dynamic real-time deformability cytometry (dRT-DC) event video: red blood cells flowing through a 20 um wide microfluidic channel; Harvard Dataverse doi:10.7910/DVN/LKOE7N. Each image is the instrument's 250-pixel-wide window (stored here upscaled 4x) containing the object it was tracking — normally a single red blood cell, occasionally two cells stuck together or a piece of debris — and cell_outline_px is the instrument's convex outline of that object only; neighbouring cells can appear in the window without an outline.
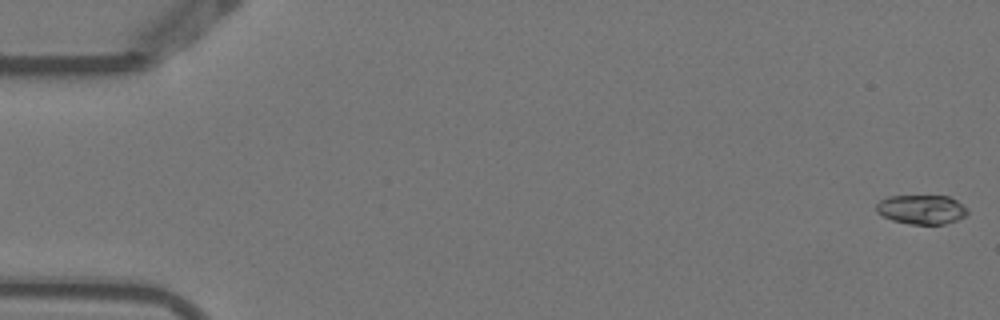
{"species": "Egyptian fruit bat (a non-hibernating species)", "species_latin": "Rousettus aegyptiacus", "temperature_condition": "warm", "stored_images_in_passage": 6, "camera_frame_rate_fps": 3000, "um_per_image_px": 0.085, "animal": {"sex": "female"}, "frame": {"image": 1, "passage_image": 1, "time_ms": 0.0, "image_size_px": [1000, 320], "cell_outline_px": [[968, 212], [964, 216], [956, 220], [944, 224], [912, 224], [892, 220], [876, 212], [876, 204], [880, 200], [888, 196], [948, 196], [956, 200], [968, 208]], "centroid_in_image_um": [78.33, 17.8], "position_along_channel_um": 6.7, "area_um2": 15.49}}